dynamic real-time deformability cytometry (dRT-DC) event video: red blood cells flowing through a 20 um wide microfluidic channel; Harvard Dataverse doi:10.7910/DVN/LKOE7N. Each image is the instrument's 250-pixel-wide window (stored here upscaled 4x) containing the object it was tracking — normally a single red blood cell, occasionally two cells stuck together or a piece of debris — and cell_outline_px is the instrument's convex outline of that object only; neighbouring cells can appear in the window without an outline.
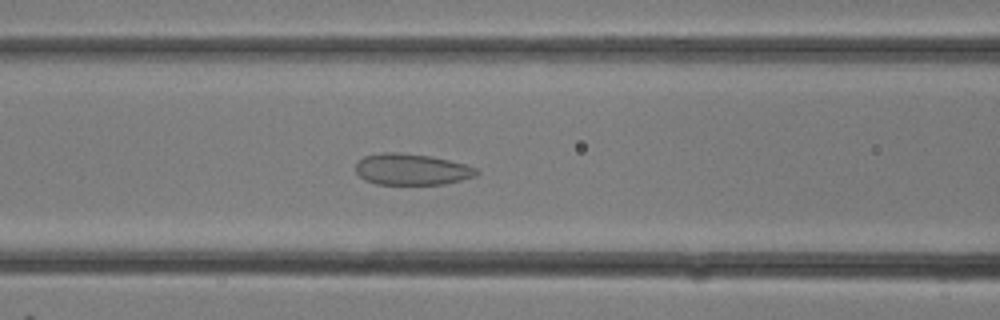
{"species": "common noctule bat (a hibernating species)", "species_latin": "Nyctalus noctula", "temperature_condition": "room temperature", "stored_images_in_passage": 14, "camera_frame_rate_fps": 3000, "um_per_image_px": 0.085, "animal": {"sex": "female"}, "frame": {"image": 1, "passage_image": 12, "time_ms": 3.667, "image_size_px": [1000, 320], "cell_outline_px": [[480, 172], [476, 176], [444, 184], [376, 184], [364, 180], [356, 172], [356, 164], [364, 156], [384, 152], [400, 152], [432, 156], [464, 164], [476, 168]], "centroid_in_image_um": [34.98, 14.39], "position_along_channel_um": 131.6, "area_um2": 22.02}}
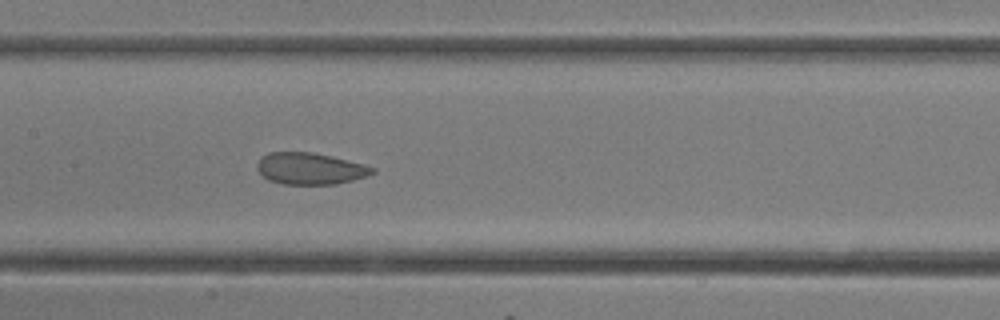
{"frame": {"image": 2, "passage_image": 14, "time_ms": 4.333, "image_size_px": [1000, 320], "cell_outline_px": [[376, 172], [352, 180], [336, 184], [284, 184], [268, 180], [256, 168], [256, 164], [268, 152], [312, 152], [332, 156], [364, 164], [376, 168]], "centroid_in_image_um": [26.37, 14.32], "position_along_channel_um": 181.0, "area_um2": 21.15}}